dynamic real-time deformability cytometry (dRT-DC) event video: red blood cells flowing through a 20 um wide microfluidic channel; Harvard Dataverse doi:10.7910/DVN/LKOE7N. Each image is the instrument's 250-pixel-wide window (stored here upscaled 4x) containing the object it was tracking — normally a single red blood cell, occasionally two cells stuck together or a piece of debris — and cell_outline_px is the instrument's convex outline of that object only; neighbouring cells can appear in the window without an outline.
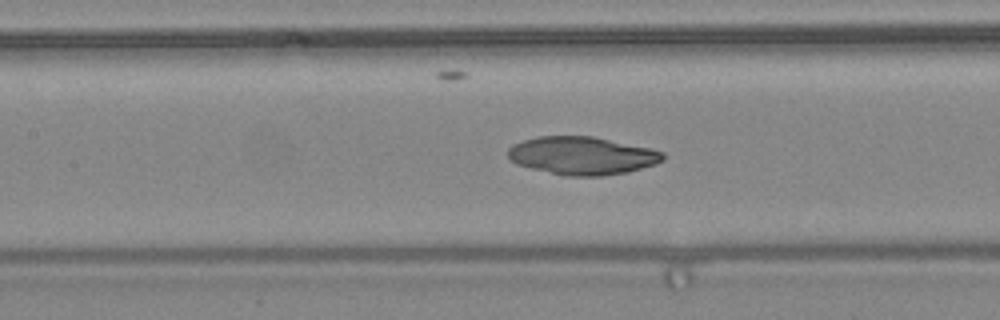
{"species": "common noctule bat (a hibernating species)", "species_latin": "Nyctalus noctula", "temperature_condition": "warm", "stored_images_in_passage": 28, "camera_frame_rate_fps": 3000, "um_per_image_px": 0.085, "animal": {"sex": "female", "body_mass_g": 24.6, "forearm_length_mm": 56.2}, "frame": {"image": 1, "passage_image": 8, "time_ms": 2.333, "image_size_px": [1000, 320], "cell_outline_px": [[664, 160], [656, 164], [628, 172], [600, 176], [564, 176], [516, 164], [508, 156], [508, 148], [512, 144], [536, 136], [592, 136], [648, 148], [664, 152]], "centroid_in_image_um": [49.47, 13.23], "position_along_channel_um": 157.9, "area_um2": 34.22}}
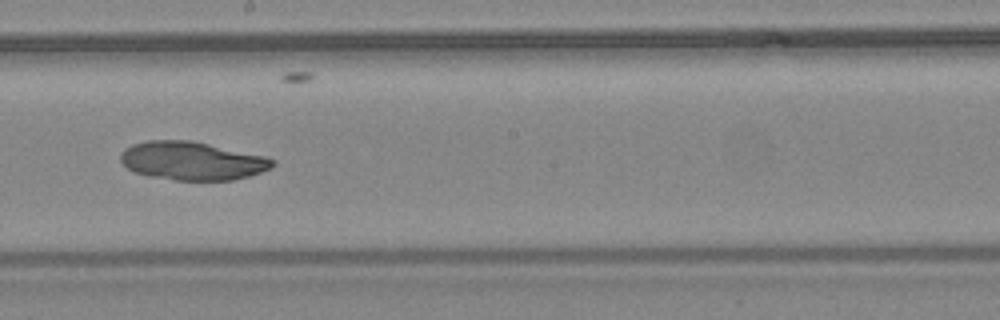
{"frame": {"image": 2, "passage_image": 13, "time_ms": 4.0, "image_size_px": [1000, 320], "cell_outline_px": [[276, 164], [272, 168], [248, 176], [232, 180], [176, 180], [148, 176], [136, 172], [128, 168], [120, 160], [120, 152], [124, 148], [132, 144], [148, 140], [192, 140], [264, 156], [276, 160]], "centroid_in_image_um": [16.32, 13.66], "position_along_channel_um": 231.9, "area_um2": 34.04}}